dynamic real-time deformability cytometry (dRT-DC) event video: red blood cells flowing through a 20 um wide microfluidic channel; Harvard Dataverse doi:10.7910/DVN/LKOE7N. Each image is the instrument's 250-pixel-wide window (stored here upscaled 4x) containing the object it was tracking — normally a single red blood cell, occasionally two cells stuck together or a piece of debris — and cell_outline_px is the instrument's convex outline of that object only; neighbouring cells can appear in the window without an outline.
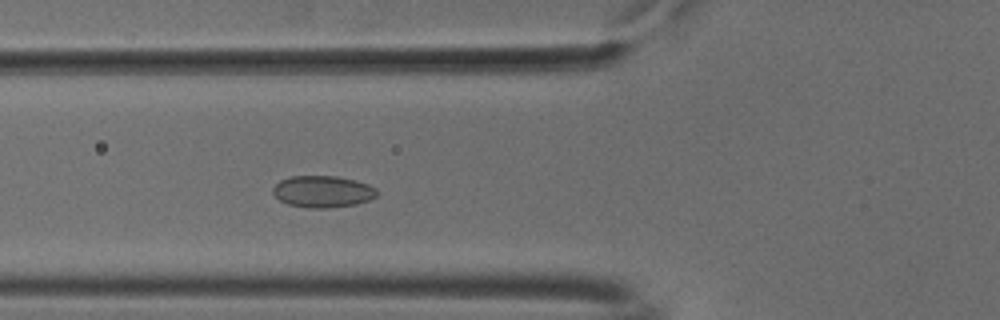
{"species": "common noctule bat (a hibernating species)", "species_latin": "Nyctalus noctula", "temperature_condition": "cold", "stored_images_in_passage": 53, "camera_frame_rate_fps": 3000, "um_per_image_px": 0.085, "animal": {"sex": "male", "body_mass_g": 18.8}, "frame": {"image": 1, "passage_image": 19, "time_ms": 6.0, "image_size_px": [1000, 320], "cell_outline_px": [[376, 196], [368, 200], [356, 204], [328, 208], [308, 208], [288, 204], [280, 200], [272, 192], [272, 188], [280, 180], [292, 176], [336, 176], [356, 180], [368, 184], [376, 188]], "centroid_in_image_um": [27.42, 16.28], "position_along_channel_um": 98.4, "area_um2": 19.19}}
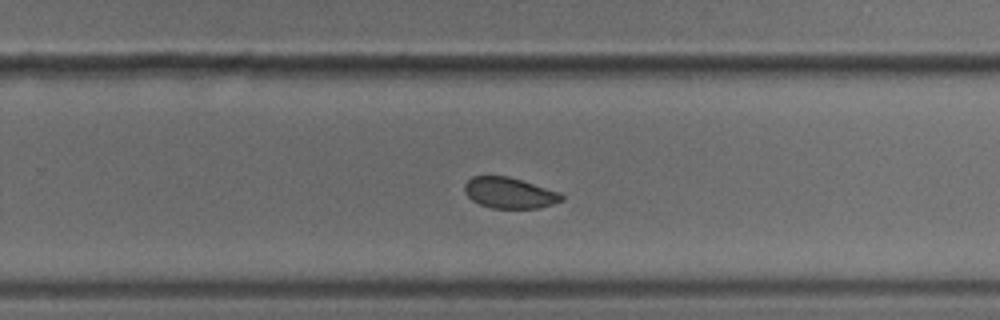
{"frame": {"image": 2, "passage_image": 34, "time_ms": 11.0, "image_size_px": [1000, 320], "cell_outline_px": [[564, 200], [540, 208], [492, 208], [480, 204], [472, 200], [464, 192], [464, 184], [472, 176], [508, 176], [560, 192], [564, 196]], "centroid_in_image_um": [43.31, 16.4], "position_along_channel_um": 286.5, "area_um2": 17.46}}
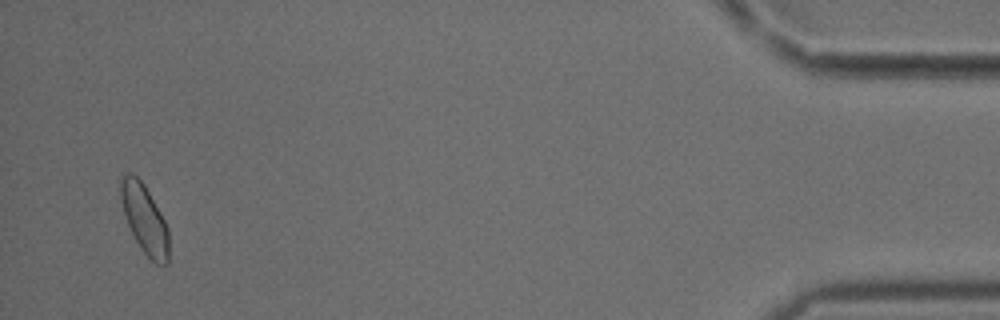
{"frame": {"image": 3, "passage_image": 51, "time_ms": 16.667, "image_size_px": [1000, 320], "cell_outline_px": [[168, 264], [156, 264], [140, 248], [124, 216], [120, 200], [120, 180], [128, 172], [132, 172], [144, 184], [160, 212], [168, 228]], "centroid_in_image_um": [12.27, 18.6], "position_along_channel_um": 422.9, "area_um2": 19.13}, "authors_computed_cell_mechanics": {"area_um2": 18.785, "velocity_mm_per_s": 3.7591, "shape_relaxation_time_tau1_ms": null, "shape_relaxation_time_tau2_ms": 3.8075, "deformation_change_tau1": null, "deformation_change_tau2": 0.0638}}